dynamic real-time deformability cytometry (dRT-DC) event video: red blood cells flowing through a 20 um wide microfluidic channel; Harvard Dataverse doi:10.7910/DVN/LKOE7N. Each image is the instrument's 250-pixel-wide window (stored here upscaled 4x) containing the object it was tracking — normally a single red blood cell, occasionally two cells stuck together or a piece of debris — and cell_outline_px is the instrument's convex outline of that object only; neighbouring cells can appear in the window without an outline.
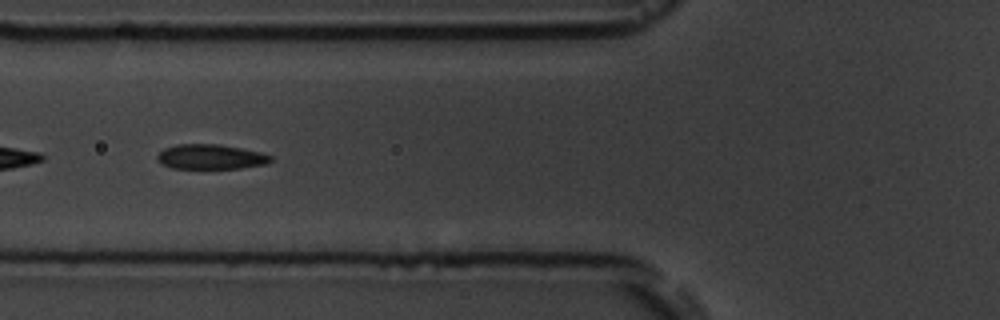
{"species": "common noctule bat (a hibernating species)", "species_latin": "Nyctalus noctula", "temperature_condition": "room temperature", "stored_images_in_passage": 7, "camera_frame_rate_fps": 3000, "um_per_image_px": 0.085, "animal": {"sex": "male", "body_mass_g": 19.5, "forearm_length_mm": 54.6}, "frame": {"image": 1, "passage_image": 5, "time_ms": 4.667, "image_size_px": [1000, 320], "cell_outline_px": [[272, 160], [268, 164], [240, 168], [172, 168], [156, 160], [156, 156], [164, 148], [176, 144], [216, 144], [240, 148], [260, 152], [272, 156]], "centroid_in_image_um": [17.91, 13.33], "position_along_channel_um": 107.9, "area_um2": 16.36}}
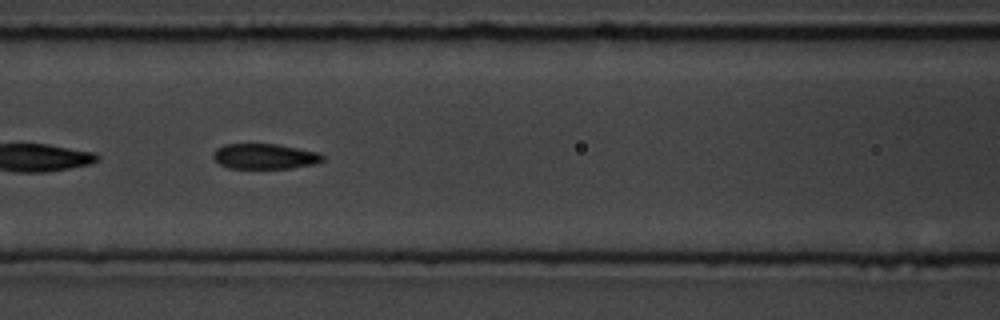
{"frame": {"image": 2, "passage_image": 6, "time_ms": 5.667, "image_size_px": [1000, 320], "cell_outline_px": [[324, 160], [316, 164], [292, 168], [228, 168], [220, 164], [212, 156], [216, 148], [224, 144], [276, 144], [320, 152], [324, 156]], "centroid_in_image_um": [22.53, 13.29], "position_along_channel_um": 144.1, "area_um2": 16.24}}